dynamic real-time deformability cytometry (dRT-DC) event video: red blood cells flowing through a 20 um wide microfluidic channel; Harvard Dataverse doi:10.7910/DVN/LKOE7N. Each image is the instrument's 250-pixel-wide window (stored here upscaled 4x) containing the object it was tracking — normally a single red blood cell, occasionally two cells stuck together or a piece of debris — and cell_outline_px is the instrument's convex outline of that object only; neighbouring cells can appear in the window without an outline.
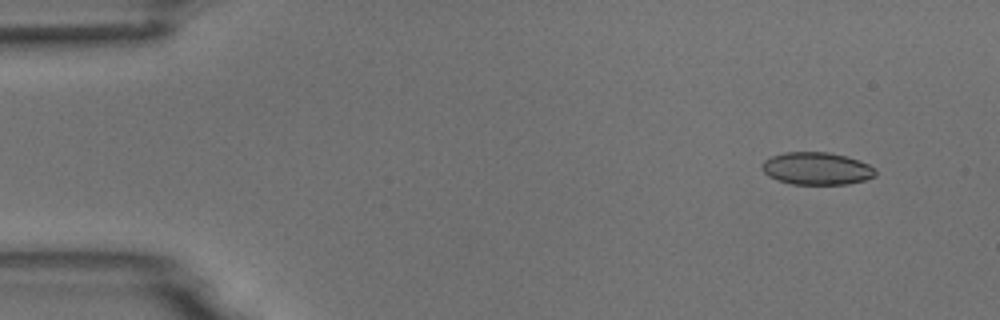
{"species": "common noctule bat (a hibernating species)", "species_latin": "Nyctalus noctula", "temperature_condition": "room temperature", "stored_images_in_passage": 5, "camera_frame_rate_fps": 3000, "um_per_image_px": 0.085, "animal": {"sex": "male", "body_mass_g": 18.8}, "frame": {"image": 1, "passage_image": 1, "time_ms": 0.0, "image_size_px": [1000, 320], "cell_outline_px": [[876, 176], [864, 180], [848, 184], [792, 184], [776, 180], [768, 176], [760, 168], [760, 164], [764, 160], [772, 156], [784, 152], [828, 152], [860, 160], [868, 164], [876, 172]], "centroid_in_image_um": [69.37, 14.32], "position_along_channel_um": 15.6, "area_um2": 21.56}}
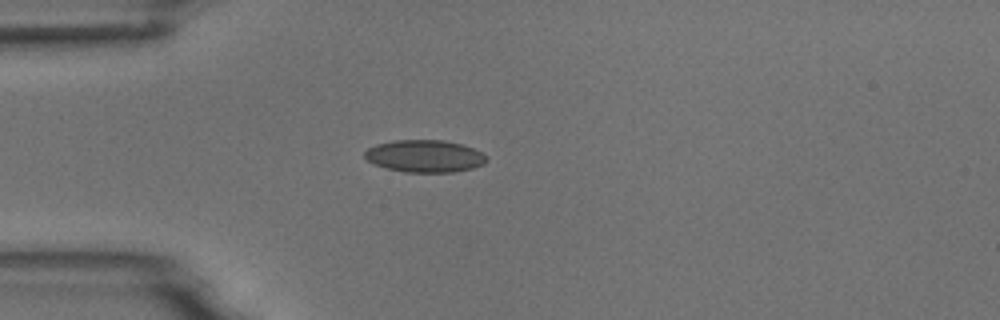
{"frame": {"image": 2, "passage_image": 4, "time_ms": 3.333, "image_size_px": [1000, 320], "cell_outline_px": [[488, 160], [484, 164], [472, 168], [452, 172], [404, 172], [372, 164], [364, 156], [364, 152], [368, 148], [376, 144], [392, 140], [444, 140], [464, 144], [488, 156]], "centroid_in_image_um": [36.1, 13.26], "position_along_channel_um": 48.9, "area_um2": 23.06}}